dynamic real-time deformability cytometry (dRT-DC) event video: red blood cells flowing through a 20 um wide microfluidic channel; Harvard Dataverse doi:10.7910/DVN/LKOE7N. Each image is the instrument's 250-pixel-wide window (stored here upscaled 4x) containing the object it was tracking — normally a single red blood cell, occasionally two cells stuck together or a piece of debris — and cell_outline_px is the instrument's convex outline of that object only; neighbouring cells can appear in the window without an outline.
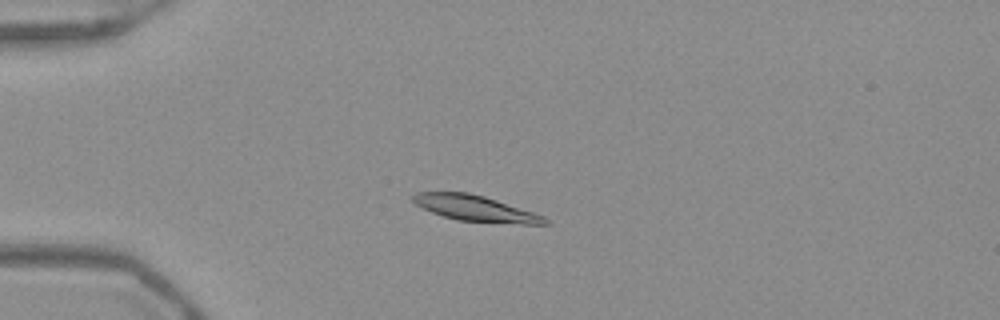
{"species": "Egyptian fruit bat (a non-hibernating species)", "species_latin": "Rousettus aegyptiacus", "temperature_condition": "warm", "stored_images_in_passage": 54, "camera_frame_rate_fps": 3000, "um_per_image_px": 0.085, "frame": {"image": 1, "passage_image": 15, "time_ms": 4.667, "image_size_px": [1000, 320], "cell_outline_px": [[552, 224], [520, 224], [456, 220], [432, 212], [416, 204], [412, 200], [412, 196], [416, 192], [468, 192], [484, 196], [544, 216]], "centroid_in_image_um": [40.41, 17.71], "position_along_channel_um": 44.6, "area_um2": 19.59}}
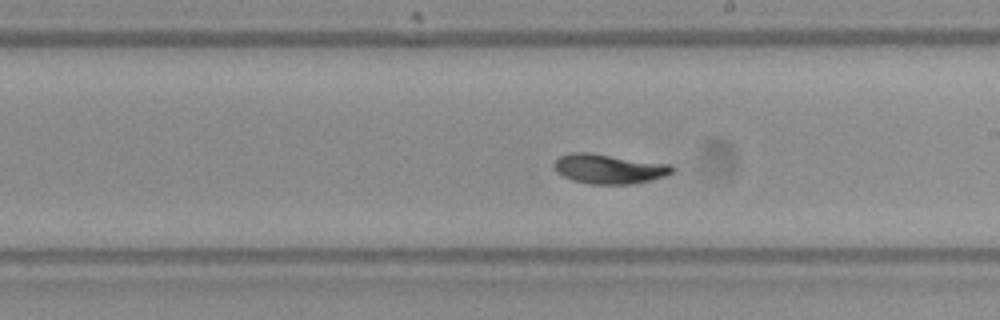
{"frame": {"image": 2, "passage_image": 32, "time_ms": 10.333, "image_size_px": [1000, 320], "cell_outline_px": [[676, 172], [652, 180], [632, 184], [588, 184], [572, 180], [556, 172], [552, 168], [552, 164], [560, 156], [572, 152], [592, 152], [672, 164], [676, 168]], "centroid_in_image_um": [51.79, 14.34], "position_along_channel_um": 237.2, "area_um2": 20.92}}
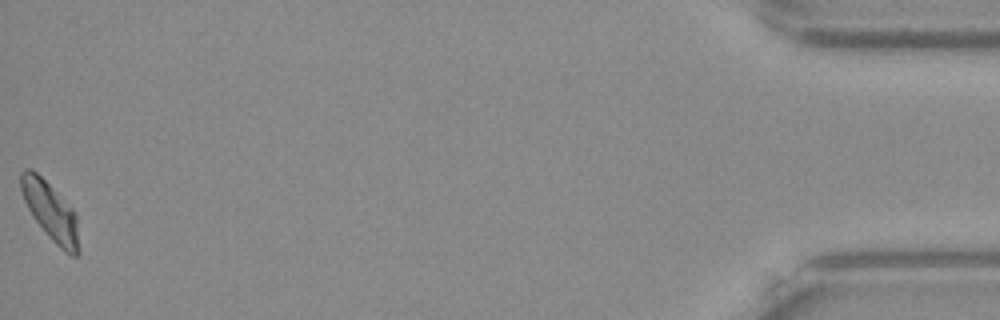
{"frame": {"image": 3, "passage_image": 54, "time_ms": 17.667, "image_size_px": [1000, 320], "cell_outline_px": [[80, 252], [76, 256], [72, 256], [64, 252], [48, 236], [32, 216], [24, 200], [20, 188], [20, 172], [24, 168], [32, 168], [76, 212], [80, 248]], "centroid_in_image_um": [4.3, 17.99], "position_along_channel_um": 430.9, "area_um2": 19.71}, "authors_computed_cell_mechanics": {"area_um2": 19.9699, "velocity_mm_per_s": 3.8846, "shape_relaxation_time_tau1_ms": 2.433, "shape_relaxation_time_tau2_ms": 3.9932, "deformation_change_tau1": 0.135, "deformation_change_tau2": 0.0706}}